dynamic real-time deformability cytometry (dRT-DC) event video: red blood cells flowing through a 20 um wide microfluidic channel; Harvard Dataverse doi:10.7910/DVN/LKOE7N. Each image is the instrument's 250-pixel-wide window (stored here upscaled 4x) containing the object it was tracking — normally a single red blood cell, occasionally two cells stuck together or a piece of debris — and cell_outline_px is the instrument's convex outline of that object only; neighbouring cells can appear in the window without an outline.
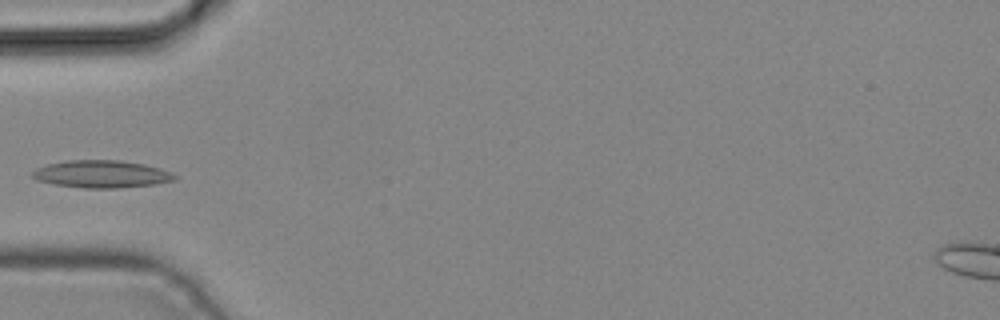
{"species": "common noctule bat (a hibernating species)", "species_latin": "Nyctalus noctula", "temperature_condition": "cold", "stored_images_in_passage": 3, "camera_frame_rate_fps": 3000, "um_per_image_px": 0.085, "animal": {"sex": "male", "body_mass_g": 19.2, "forearm_length_mm": 51.8}, "frame": {"image": 1, "passage_image": 3, "time_ms": 0.667, "image_size_px": [1000, 320], "cell_outline_px": [[176, 180], [152, 184], [116, 188], [84, 188], [56, 184], [36, 180], [32, 176], [32, 172], [36, 168], [48, 164], [68, 160], [120, 160], [144, 164], [160, 168], [176, 176]], "centroid_in_image_um": [8.6, 14.79], "position_along_channel_um": 76.4, "area_um2": 22.48}}